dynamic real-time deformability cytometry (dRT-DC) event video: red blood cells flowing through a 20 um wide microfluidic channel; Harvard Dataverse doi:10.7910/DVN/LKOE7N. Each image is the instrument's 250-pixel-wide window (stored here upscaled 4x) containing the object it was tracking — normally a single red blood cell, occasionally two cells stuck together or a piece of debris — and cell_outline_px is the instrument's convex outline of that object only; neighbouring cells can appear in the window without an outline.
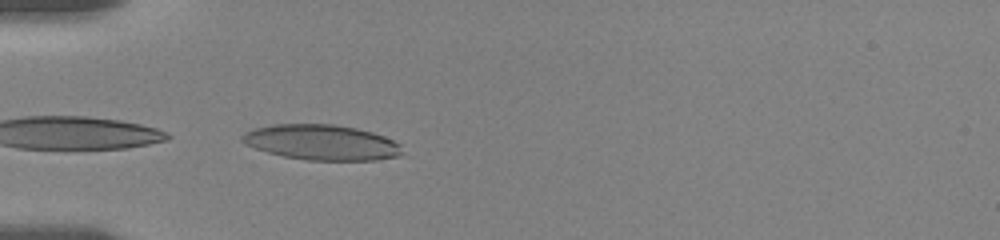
{"species": "human", "species_latin": "Homo sapiens", "temperature_condition": "room temperature", "stored_images_in_passage": 11, "camera_frame_rate_fps": 3000, "um_per_image_px": 0.085, "donor": {"sex": "female"}, "frame": {"image": 1, "passage_image": 1, "time_ms": 0.0, "image_size_px": [1000, 240], "cell_outline_px": [[404, 152], [400, 156], [376, 160], [308, 160], [284, 156], [268, 152], [244, 144], [240, 140], [240, 136], [244, 132], [256, 128], [272, 124], [336, 124], [356, 128], [372, 132], [384, 136], [400, 144]], "centroid_in_image_um": [27.34, 12.1], "position_along_channel_um": 57.7, "area_um2": 33.06}}
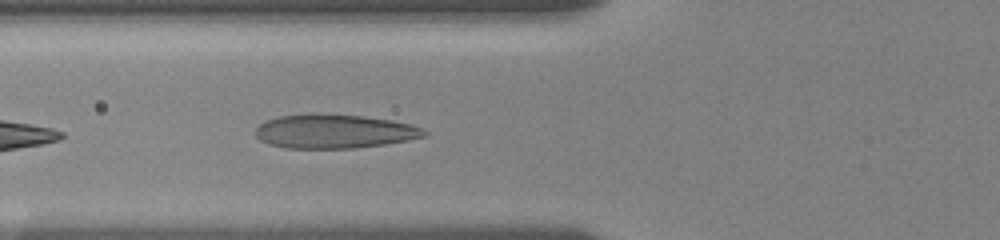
{"frame": {"image": 2, "passage_image": 5, "time_ms": 1.333, "image_size_px": [1000, 240], "cell_outline_px": [[428, 136], [408, 140], [384, 144], [352, 148], [288, 148], [268, 144], [260, 140], [256, 136], [256, 128], [264, 120], [280, 116], [360, 116], [392, 120], [412, 124], [424, 128], [428, 132]], "centroid_in_image_um": [28.47, 11.2], "position_along_channel_um": 97.3, "area_um2": 32.6}}
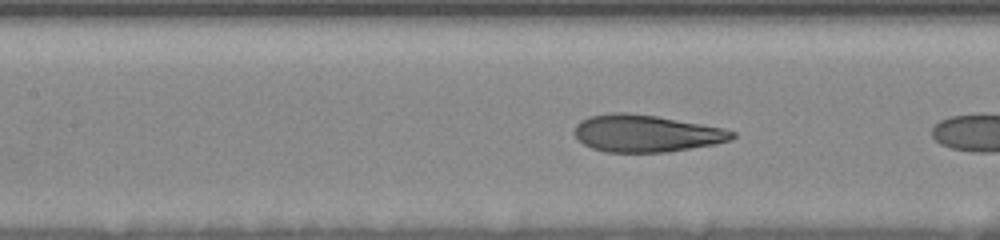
{"frame": {"image": 3, "passage_image": 9, "time_ms": 2.0, "image_size_px": [1000, 240], "cell_outline_px": [[736, 136], [732, 140], [716, 144], [668, 152], [608, 152], [592, 148], [584, 144], [572, 132], [576, 124], [580, 120], [588, 116], [612, 112], [628, 112], [656, 116], [724, 128], [736, 132]], "centroid_in_image_um": [54.92, 11.33], "position_along_channel_um": 152.5, "area_um2": 34.33}}